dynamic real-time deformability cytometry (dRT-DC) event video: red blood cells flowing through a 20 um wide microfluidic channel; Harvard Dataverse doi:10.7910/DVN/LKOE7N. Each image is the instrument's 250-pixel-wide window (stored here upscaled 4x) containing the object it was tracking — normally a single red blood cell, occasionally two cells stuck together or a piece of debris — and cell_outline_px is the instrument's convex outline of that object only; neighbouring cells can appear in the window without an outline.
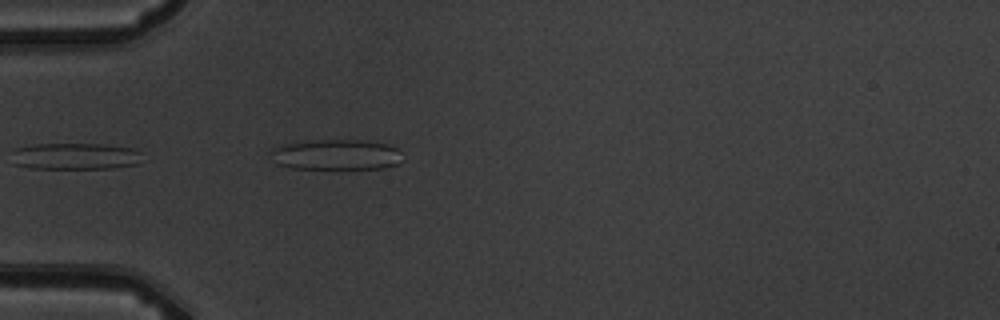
{"species": "common noctule bat (a hibernating species)", "species_latin": "Nyctalus noctula", "temperature_condition": "warm", "stored_images_in_passage": 5, "camera_frame_rate_fps": 3000, "um_per_image_px": 0.085, "animal": {"sex": "male", "body_mass_g": 19.5, "forearm_length_mm": 54.6}, "frame": {"image": 1, "passage_image": 5, "time_ms": 4.667, "image_size_px": [1000, 320], "cell_outline_px": [[404, 160], [396, 164], [384, 168], [292, 168], [276, 164], [272, 152], [272, 148], [284, 144], [304, 140], [364, 140], [388, 144], [396, 148], [400, 152]], "centroid_in_image_um": [28.6, 13.13], "position_along_channel_um": 56.4, "area_um2": 23.41}}